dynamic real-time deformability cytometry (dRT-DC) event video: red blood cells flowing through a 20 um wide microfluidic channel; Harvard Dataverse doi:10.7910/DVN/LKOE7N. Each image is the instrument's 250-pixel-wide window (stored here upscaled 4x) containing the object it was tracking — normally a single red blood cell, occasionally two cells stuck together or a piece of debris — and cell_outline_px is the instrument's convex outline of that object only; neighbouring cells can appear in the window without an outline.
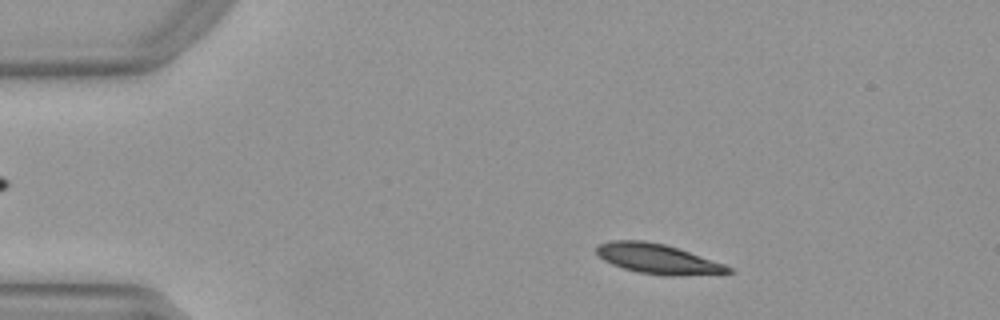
{"species": "Egyptian fruit bat (a non-hibernating species)", "species_latin": "Rousettus aegyptiacus", "temperature_condition": "warm", "stored_images_in_passage": 49, "camera_frame_rate_fps": 3000, "um_per_image_px": 0.085, "animal": {"sex": "female"}, "frame": {"image": 1, "passage_image": 7, "time_ms": 2.0, "image_size_px": [1000, 320], "cell_outline_px": [[736, 272], [672, 276], [664, 276], [640, 272], [624, 268], [612, 264], [604, 260], [596, 252], [596, 244], [608, 240], [644, 240], [664, 244], [724, 264], [732, 268]], "centroid_in_image_um": [55.86, 21.99], "position_along_channel_um": 29.1, "area_um2": 22.72}}
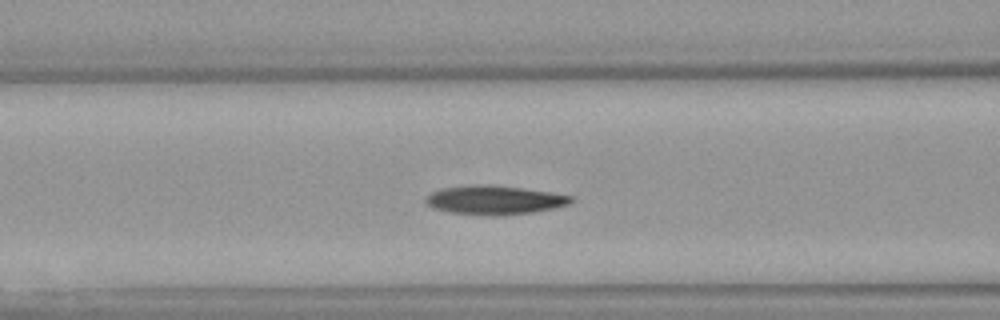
{"frame": {"image": 2, "passage_image": 19, "time_ms": 6.0, "image_size_px": [1000, 320], "cell_outline_px": [[576, 200], [568, 204], [552, 208], [532, 212], [496, 216], [488, 216], [448, 212], [432, 208], [424, 204], [424, 196], [432, 192], [444, 188], [480, 184], [488, 184], [524, 188], [552, 192], [572, 196]], "centroid_in_image_um": [41.99, 17.0], "position_along_channel_um": 124.6, "area_um2": 24.74}}
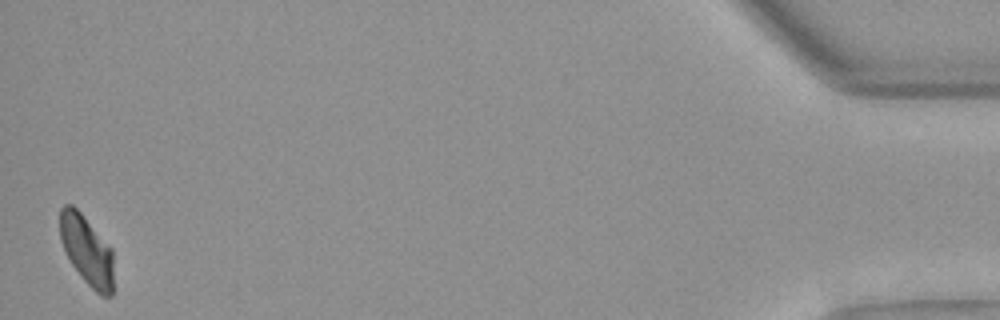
{"frame": {"image": 3, "passage_image": 49, "time_ms": 16.0, "image_size_px": [1000, 320], "cell_outline_px": [[112, 296], [100, 296], [84, 280], [72, 264], [64, 252], [60, 240], [60, 208], [64, 204], [72, 204], [80, 212], [112, 248]], "centroid_in_image_um": [7.35, 21.26], "position_along_channel_um": 427.8, "area_um2": 21.62}, "authors_computed_cell_mechanics": {"area_um2": 23.409, "velocity_mm_per_s": 3.9514, "shape_relaxation_time_tau1_ms": 9.2621, "shape_relaxation_time_tau2_ms": null, "deformation_change_tau1": 0.2121, "deformation_change_tau2": null}}